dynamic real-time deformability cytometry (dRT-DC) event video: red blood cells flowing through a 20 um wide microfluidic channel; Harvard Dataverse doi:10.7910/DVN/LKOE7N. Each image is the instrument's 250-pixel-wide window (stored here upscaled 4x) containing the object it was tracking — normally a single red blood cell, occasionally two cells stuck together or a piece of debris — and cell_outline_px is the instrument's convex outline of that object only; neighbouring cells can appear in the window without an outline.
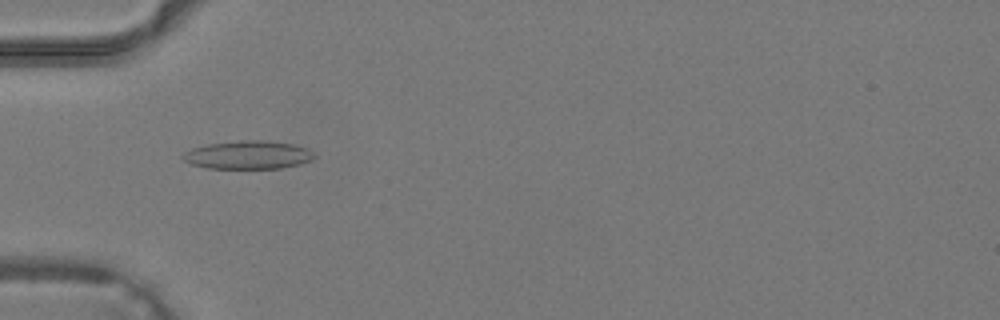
{"species": "common noctule bat (a hibernating species)", "species_latin": "Nyctalus noctula", "temperature_condition": "warm", "stored_images_in_passage": 40, "camera_frame_rate_fps": 3000, "um_per_image_px": 0.085, "animal": {"sex": "male", "body_mass_g": 19.2, "forearm_length_mm": 51.8}, "frame": {"image": 1, "passage_image": 14, "time_ms": 4.333, "image_size_px": [1000, 320], "cell_outline_px": [[316, 156], [312, 160], [300, 164], [280, 168], [208, 168], [192, 164], [184, 160], [180, 156], [184, 152], [192, 148], [208, 144], [240, 140], [264, 140], [292, 144], [308, 148], [316, 152]], "centroid_in_image_um": [21.12, 13.16], "position_along_channel_um": 63.9, "area_um2": 21.73}}
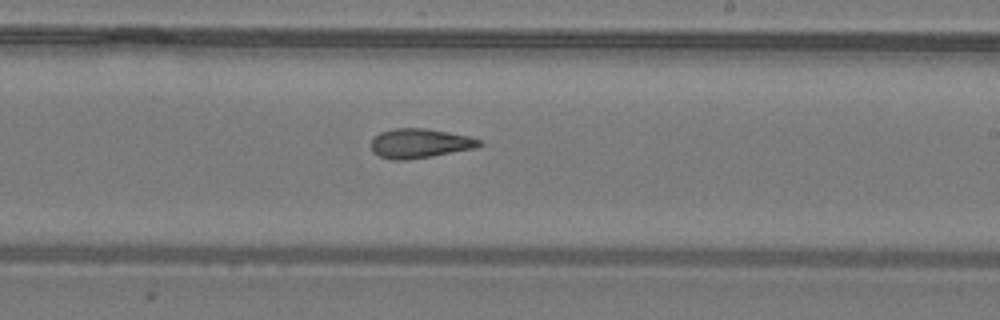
{"frame": {"image": 2, "passage_image": 25, "time_ms": 8.0, "image_size_px": [1000, 320], "cell_outline_px": [[484, 144], [476, 148], [432, 156], [404, 160], [392, 160], [380, 156], [372, 152], [368, 144], [372, 136], [380, 132], [392, 128], [424, 128], [448, 132], [468, 136], [480, 140]], "centroid_in_image_um": [35.61, 12.18], "position_along_channel_um": 253.4, "area_um2": 18.84}}
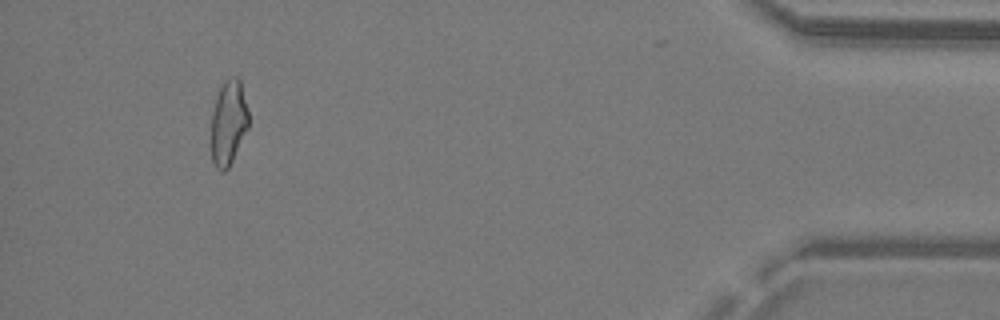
{"frame": {"image": 3, "passage_image": 38, "time_ms": 12.333, "image_size_px": [1000, 320], "cell_outline_px": [[248, 128], [228, 168], [224, 172], [220, 172], [216, 168], [212, 160], [212, 112], [216, 96], [224, 80], [232, 76], [236, 76], [240, 80], [248, 112]], "centroid_in_image_um": [19.41, 10.42], "position_along_channel_um": 415.8, "area_um2": 18.32}}